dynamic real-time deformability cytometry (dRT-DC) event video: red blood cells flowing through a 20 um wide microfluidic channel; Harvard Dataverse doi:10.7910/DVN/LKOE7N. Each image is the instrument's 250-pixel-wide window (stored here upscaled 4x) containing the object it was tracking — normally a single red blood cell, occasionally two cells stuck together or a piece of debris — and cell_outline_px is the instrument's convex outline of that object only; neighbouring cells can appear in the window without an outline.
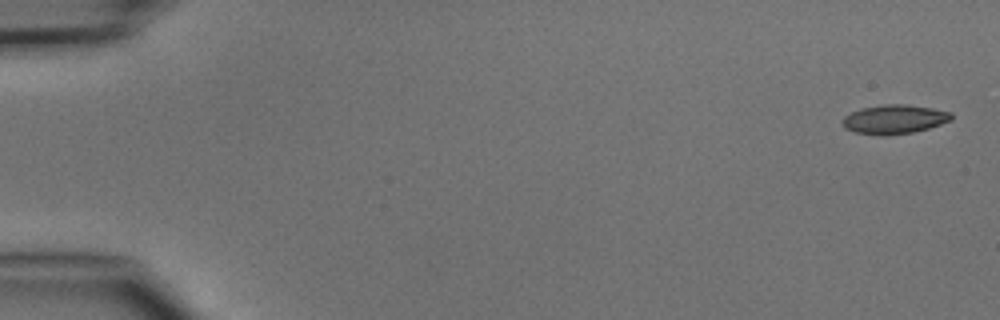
{"species": "common noctule bat (a hibernating species)", "species_latin": "Nyctalus noctula", "temperature_condition": "cold", "stored_images_in_passage": 5, "segment_of_instrument_passage": [1, 2], "camera_frame_rate_fps": 3000, "um_per_image_px": 0.085, "animal": {"sex": "male", "body_mass_g": 15.6}, "frame": {"image": 1, "passage_image": 1, "time_ms": 0.0, "image_size_px": [1000, 320], "cell_outline_px": [[952, 120], [928, 128], [912, 132], [888, 136], [880, 136], [856, 132], [844, 128], [840, 120], [844, 116], [860, 108], [884, 104], [904, 104], [932, 108], [952, 112]], "centroid_in_image_um": [75.99, 10.14], "position_along_channel_um": 9.0, "area_um2": 18.61}}
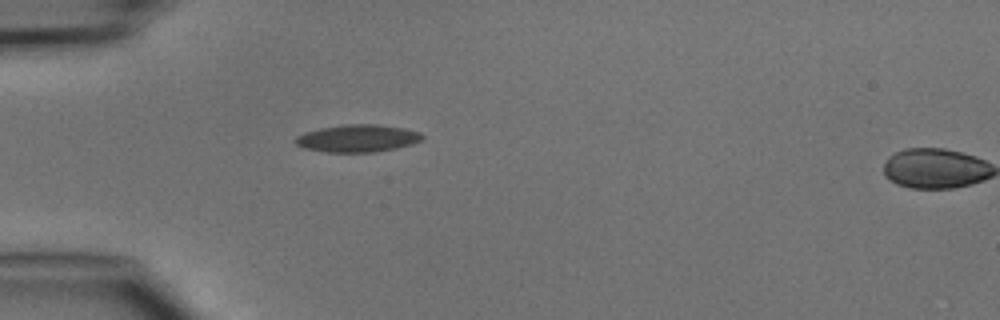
{"frame": {"image": 2, "passage_image": 4, "time_ms": 4.333, "image_size_px": [1000, 320], "cell_outline_px": [[424, 136], [420, 140], [412, 144], [396, 148], [376, 152], [324, 152], [304, 148], [296, 144], [292, 140], [296, 136], [304, 132], [320, 128], [344, 124], [376, 124], [404, 128], [420, 132]], "centroid_in_image_um": [30.36, 11.75], "position_along_channel_um": 54.6, "area_um2": 20.4}}